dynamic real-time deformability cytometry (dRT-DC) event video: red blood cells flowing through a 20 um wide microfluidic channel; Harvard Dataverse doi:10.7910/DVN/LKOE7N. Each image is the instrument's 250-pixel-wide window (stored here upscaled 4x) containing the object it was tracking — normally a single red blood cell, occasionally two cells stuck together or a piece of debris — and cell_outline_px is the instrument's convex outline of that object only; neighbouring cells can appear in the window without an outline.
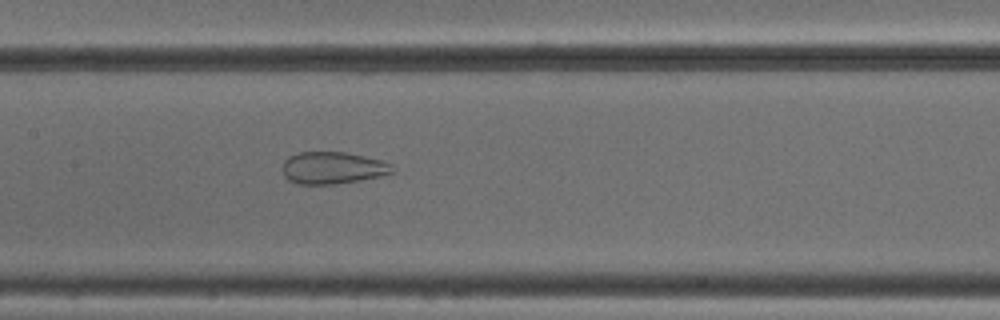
{"species": "common noctule bat (a hibernating species)", "species_latin": "Nyctalus noctula", "temperature_condition": "cold", "stored_images_in_passage": 51, "camera_frame_rate_fps": 3000, "um_per_image_px": 0.085, "animal": {"sex": "male", "body_mass_g": 18.8}, "frame": {"image": 1, "passage_image": 25, "time_ms": 8.0, "image_size_px": [1000, 320], "cell_outline_px": [[396, 172], [380, 176], [360, 180], [332, 184], [296, 184], [288, 180], [284, 176], [284, 160], [288, 156], [300, 152], [344, 152], [364, 156], [380, 160], [392, 164]], "centroid_in_image_um": [28.29, 14.27], "position_along_channel_um": 179.1, "area_um2": 20.52}}
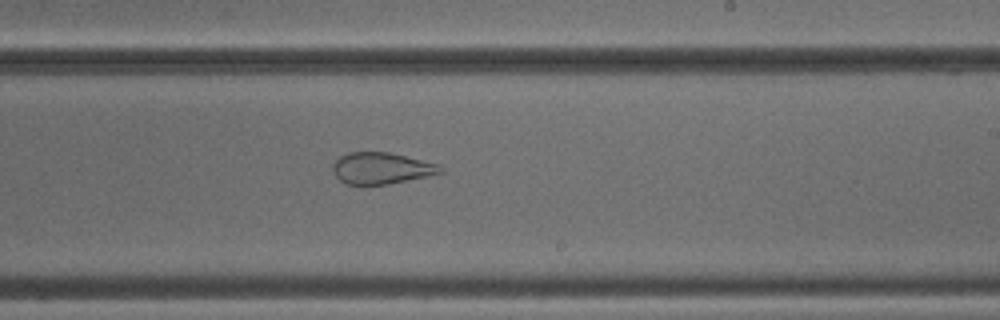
{"frame": {"image": 2, "passage_image": 31, "time_ms": 10.0, "image_size_px": [1000, 320], "cell_outline_px": [[444, 172], [428, 176], [388, 184], [344, 184], [336, 176], [332, 168], [332, 164], [340, 156], [348, 152], [388, 152], [436, 164], [444, 168]], "centroid_in_image_um": [32.39, 14.3], "position_along_channel_um": 256.6, "area_um2": 19.54}}
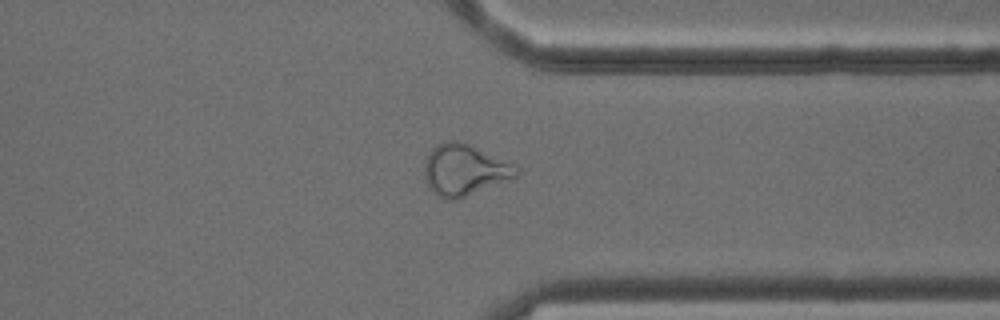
{"frame": {"image": 3, "passage_image": 40, "time_ms": 13.0, "image_size_px": [1000, 320], "cell_outline_px": [[520, 172], [516, 176], [508, 180], [456, 200], [448, 200], [432, 192], [424, 176], [424, 164], [428, 152], [436, 144], [448, 140], [456, 140], [468, 144], [512, 164]], "centroid_in_image_um": [39.42, 14.45], "position_along_channel_um": 372.0, "area_um2": 27.05}, "authors_computed_cell_mechanics": {"area_um2": 28.033, "velocity_mm_per_s": 3.8841, "shape_relaxation_time_tau1_ms": null, "shape_relaxation_time_tau2_ms": 1.3939, "deformation_change_tau1": null, "deformation_change_tau2": 0.1006}}